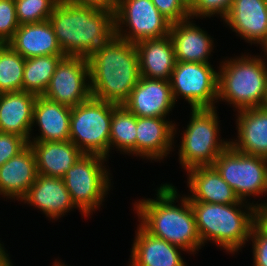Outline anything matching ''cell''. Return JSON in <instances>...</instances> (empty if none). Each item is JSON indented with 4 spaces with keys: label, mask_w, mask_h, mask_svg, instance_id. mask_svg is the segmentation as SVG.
<instances>
[{
    "label": "cell",
    "mask_w": 267,
    "mask_h": 266,
    "mask_svg": "<svg viewBox=\"0 0 267 266\" xmlns=\"http://www.w3.org/2000/svg\"><path fill=\"white\" fill-rule=\"evenodd\" d=\"M156 191V198L133 203L139 224L151 235L196 254L203 244L190 201L170 183L161 184ZM175 201L180 203L176 206Z\"/></svg>",
    "instance_id": "6da1fadb"
},
{
    "label": "cell",
    "mask_w": 267,
    "mask_h": 266,
    "mask_svg": "<svg viewBox=\"0 0 267 266\" xmlns=\"http://www.w3.org/2000/svg\"><path fill=\"white\" fill-rule=\"evenodd\" d=\"M87 60L91 96L123 105L140 78L136 45L114 35Z\"/></svg>",
    "instance_id": "7a4b0ae2"
},
{
    "label": "cell",
    "mask_w": 267,
    "mask_h": 266,
    "mask_svg": "<svg viewBox=\"0 0 267 266\" xmlns=\"http://www.w3.org/2000/svg\"><path fill=\"white\" fill-rule=\"evenodd\" d=\"M65 56L88 58L114 35V13L59 0L49 17Z\"/></svg>",
    "instance_id": "3957f363"
},
{
    "label": "cell",
    "mask_w": 267,
    "mask_h": 266,
    "mask_svg": "<svg viewBox=\"0 0 267 266\" xmlns=\"http://www.w3.org/2000/svg\"><path fill=\"white\" fill-rule=\"evenodd\" d=\"M190 204L203 247L211 240L232 254L249 241L252 227L258 220L257 204L253 201L240 200L234 204L190 201Z\"/></svg>",
    "instance_id": "277c9868"
},
{
    "label": "cell",
    "mask_w": 267,
    "mask_h": 266,
    "mask_svg": "<svg viewBox=\"0 0 267 266\" xmlns=\"http://www.w3.org/2000/svg\"><path fill=\"white\" fill-rule=\"evenodd\" d=\"M223 60L218 67L217 101L227 102L236 111L263 107L267 97L266 59L248 53Z\"/></svg>",
    "instance_id": "5b68a950"
},
{
    "label": "cell",
    "mask_w": 267,
    "mask_h": 266,
    "mask_svg": "<svg viewBox=\"0 0 267 266\" xmlns=\"http://www.w3.org/2000/svg\"><path fill=\"white\" fill-rule=\"evenodd\" d=\"M190 121L182 131L178 146L179 163L185 171L213 166L216 158L230 146V139H220V121L216 108L191 109Z\"/></svg>",
    "instance_id": "8992f818"
},
{
    "label": "cell",
    "mask_w": 267,
    "mask_h": 266,
    "mask_svg": "<svg viewBox=\"0 0 267 266\" xmlns=\"http://www.w3.org/2000/svg\"><path fill=\"white\" fill-rule=\"evenodd\" d=\"M106 161L100 155L83 154L62 178L73 203L85 217L99 210L111 190L113 177L104 164Z\"/></svg>",
    "instance_id": "52a82bcc"
},
{
    "label": "cell",
    "mask_w": 267,
    "mask_h": 266,
    "mask_svg": "<svg viewBox=\"0 0 267 266\" xmlns=\"http://www.w3.org/2000/svg\"><path fill=\"white\" fill-rule=\"evenodd\" d=\"M115 106L91 96L72 107L69 138L83 154L109 159L110 127Z\"/></svg>",
    "instance_id": "ba28073f"
},
{
    "label": "cell",
    "mask_w": 267,
    "mask_h": 266,
    "mask_svg": "<svg viewBox=\"0 0 267 266\" xmlns=\"http://www.w3.org/2000/svg\"><path fill=\"white\" fill-rule=\"evenodd\" d=\"M213 166L240 200L250 203L247 197L263 194L265 197L267 194L266 158L245 154L229 146L216 158Z\"/></svg>",
    "instance_id": "9c48e42d"
},
{
    "label": "cell",
    "mask_w": 267,
    "mask_h": 266,
    "mask_svg": "<svg viewBox=\"0 0 267 266\" xmlns=\"http://www.w3.org/2000/svg\"><path fill=\"white\" fill-rule=\"evenodd\" d=\"M128 27V28H127ZM171 22L151 0H118L114 12L115 36L132 42L169 35ZM128 30V31H127Z\"/></svg>",
    "instance_id": "30bf717a"
},
{
    "label": "cell",
    "mask_w": 267,
    "mask_h": 266,
    "mask_svg": "<svg viewBox=\"0 0 267 266\" xmlns=\"http://www.w3.org/2000/svg\"><path fill=\"white\" fill-rule=\"evenodd\" d=\"M211 63L178 62L170 78L175 103L179 96L191 109L216 108L218 95V70Z\"/></svg>",
    "instance_id": "8fae6325"
},
{
    "label": "cell",
    "mask_w": 267,
    "mask_h": 266,
    "mask_svg": "<svg viewBox=\"0 0 267 266\" xmlns=\"http://www.w3.org/2000/svg\"><path fill=\"white\" fill-rule=\"evenodd\" d=\"M42 96L71 108L88 100L91 97V90L87 58L82 56L63 57L56 66Z\"/></svg>",
    "instance_id": "7c38bea8"
},
{
    "label": "cell",
    "mask_w": 267,
    "mask_h": 266,
    "mask_svg": "<svg viewBox=\"0 0 267 266\" xmlns=\"http://www.w3.org/2000/svg\"><path fill=\"white\" fill-rule=\"evenodd\" d=\"M175 104L170 81L140 76L123 106L136 117L167 118Z\"/></svg>",
    "instance_id": "4fadbf2b"
},
{
    "label": "cell",
    "mask_w": 267,
    "mask_h": 266,
    "mask_svg": "<svg viewBox=\"0 0 267 266\" xmlns=\"http://www.w3.org/2000/svg\"><path fill=\"white\" fill-rule=\"evenodd\" d=\"M177 126L166 118L136 117V157L139 156L151 162L152 160L160 162L167 157L175 147Z\"/></svg>",
    "instance_id": "5bb4252c"
},
{
    "label": "cell",
    "mask_w": 267,
    "mask_h": 266,
    "mask_svg": "<svg viewBox=\"0 0 267 266\" xmlns=\"http://www.w3.org/2000/svg\"><path fill=\"white\" fill-rule=\"evenodd\" d=\"M224 22L251 45L263 47L267 43L266 0H233Z\"/></svg>",
    "instance_id": "9a60e30c"
},
{
    "label": "cell",
    "mask_w": 267,
    "mask_h": 266,
    "mask_svg": "<svg viewBox=\"0 0 267 266\" xmlns=\"http://www.w3.org/2000/svg\"><path fill=\"white\" fill-rule=\"evenodd\" d=\"M20 202L38 208L50 220H57L77 208L62 178L40 174Z\"/></svg>",
    "instance_id": "2e32d148"
},
{
    "label": "cell",
    "mask_w": 267,
    "mask_h": 266,
    "mask_svg": "<svg viewBox=\"0 0 267 266\" xmlns=\"http://www.w3.org/2000/svg\"><path fill=\"white\" fill-rule=\"evenodd\" d=\"M191 17L171 23L170 38L178 62L209 63L214 50L213 37L194 24ZM212 37V38H211Z\"/></svg>",
    "instance_id": "e0dca14e"
},
{
    "label": "cell",
    "mask_w": 267,
    "mask_h": 266,
    "mask_svg": "<svg viewBox=\"0 0 267 266\" xmlns=\"http://www.w3.org/2000/svg\"><path fill=\"white\" fill-rule=\"evenodd\" d=\"M137 226L129 266H187L181 257L183 249L151 235L140 224Z\"/></svg>",
    "instance_id": "ac0fdd59"
},
{
    "label": "cell",
    "mask_w": 267,
    "mask_h": 266,
    "mask_svg": "<svg viewBox=\"0 0 267 266\" xmlns=\"http://www.w3.org/2000/svg\"><path fill=\"white\" fill-rule=\"evenodd\" d=\"M236 116L237 138L230 140V146L239 152L267 159V109H241Z\"/></svg>",
    "instance_id": "d6986e66"
},
{
    "label": "cell",
    "mask_w": 267,
    "mask_h": 266,
    "mask_svg": "<svg viewBox=\"0 0 267 266\" xmlns=\"http://www.w3.org/2000/svg\"><path fill=\"white\" fill-rule=\"evenodd\" d=\"M37 175L34 151L28 145L0 167V195L2 198L20 201L35 182Z\"/></svg>",
    "instance_id": "ffe728a7"
},
{
    "label": "cell",
    "mask_w": 267,
    "mask_h": 266,
    "mask_svg": "<svg viewBox=\"0 0 267 266\" xmlns=\"http://www.w3.org/2000/svg\"><path fill=\"white\" fill-rule=\"evenodd\" d=\"M187 173L190 195L185 196L189 201L219 204H234L240 201L214 166L195 167Z\"/></svg>",
    "instance_id": "44dd1931"
},
{
    "label": "cell",
    "mask_w": 267,
    "mask_h": 266,
    "mask_svg": "<svg viewBox=\"0 0 267 266\" xmlns=\"http://www.w3.org/2000/svg\"><path fill=\"white\" fill-rule=\"evenodd\" d=\"M72 108L37 96L33 108V127L37 124L40 135L29 141H70V116Z\"/></svg>",
    "instance_id": "7402d4cb"
},
{
    "label": "cell",
    "mask_w": 267,
    "mask_h": 266,
    "mask_svg": "<svg viewBox=\"0 0 267 266\" xmlns=\"http://www.w3.org/2000/svg\"><path fill=\"white\" fill-rule=\"evenodd\" d=\"M36 98L25 91L0 93V132L19 135L29 142Z\"/></svg>",
    "instance_id": "603a6c76"
},
{
    "label": "cell",
    "mask_w": 267,
    "mask_h": 266,
    "mask_svg": "<svg viewBox=\"0 0 267 266\" xmlns=\"http://www.w3.org/2000/svg\"><path fill=\"white\" fill-rule=\"evenodd\" d=\"M7 44L25 59L43 55H64L49 20L19 25Z\"/></svg>",
    "instance_id": "cb8c5ba5"
},
{
    "label": "cell",
    "mask_w": 267,
    "mask_h": 266,
    "mask_svg": "<svg viewBox=\"0 0 267 266\" xmlns=\"http://www.w3.org/2000/svg\"><path fill=\"white\" fill-rule=\"evenodd\" d=\"M36 159L37 173L63 178L64 174L83 155L71 141H29Z\"/></svg>",
    "instance_id": "d4e9b609"
},
{
    "label": "cell",
    "mask_w": 267,
    "mask_h": 266,
    "mask_svg": "<svg viewBox=\"0 0 267 266\" xmlns=\"http://www.w3.org/2000/svg\"><path fill=\"white\" fill-rule=\"evenodd\" d=\"M135 45L140 76L169 81L177 63L170 35L139 41Z\"/></svg>",
    "instance_id": "484cf974"
},
{
    "label": "cell",
    "mask_w": 267,
    "mask_h": 266,
    "mask_svg": "<svg viewBox=\"0 0 267 266\" xmlns=\"http://www.w3.org/2000/svg\"><path fill=\"white\" fill-rule=\"evenodd\" d=\"M63 57L65 55H43L25 59L22 91L42 96Z\"/></svg>",
    "instance_id": "4316f807"
},
{
    "label": "cell",
    "mask_w": 267,
    "mask_h": 266,
    "mask_svg": "<svg viewBox=\"0 0 267 266\" xmlns=\"http://www.w3.org/2000/svg\"><path fill=\"white\" fill-rule=\"evenodd\" d=\"M136 134V116L123 105H116L111 120L109 153L115 147L120 153L136 156Z\"/></svg>",
    "instance_id": "83f0119b"
},
{
    "label": "cell",
    "mask_w": 267,
    "mask_h": 266,
    "mask_svg": "<svg viewBox=\"0 0 267 266\" xmlns=\"http://www.w3.org/2000/svg\"><path fill=\"white\" fill-rule=\"evenodd\" d=\"M25 58L8 44H0V93L22 91Z\"/></svg>",
    "instance_id": "f1b7e54d"
},
{
    "label": "cell",
    "mask_w": 267,
    "mask_h": 266,
    "mask_svg": "<svg viewBox=\"0 0 267 266\" xmlns=\"http://www.w3.org/2000/svg\"><path fill=\"white\" fill-rule=\"evenodd\" d=\"M59 0H15L19 25L48 20Z\"/></svg>",
    "instance_id": "f546056e"
},
{
    "label": "cell",
    "mask_w": 267,
    "mask_h": 266,
    "mask_svg": "<svg viewBox=\"0 0 267 266\" xmlns=\"http://www.w3.org/2000/svg\"><path fill=\"white\" fill-rule=\"evenodd\" d=\"M18 28L15 0H0V44H7Z\"/></svg>",
    "instance_id": "4dcf8cb0"
},
{
    "label": "cell",
    "mask_w": 267,
    "mask_h": 266,
    "mask_svg": "<svg viewBox=\"0 0 267 266\" xmlns=\"http://www.w3.org/2000/svg\"><path fill=\"white\" fill-rule=\"evenodd\" d=\"M233 0H196V2L190 7V17L194 19H203L206 17H214V15H220L223 20L231 6Z\"/></svg>",
    "instance_id": "1f68e13d"
},
{
    "label": "cell",
    "mask_w": 267,
    "mask_h": 266,
    "mask_svg": "<svg viewBox=\"0 0 267 266\" xmlns=\"http://www.w3.org/2000/svg\"><path fill=\"white\" fill-rule=\"evenodd\" d=\"M253 266H267V228L257 220L251 230Z\"/></svg>",
    "instance_id": "d6a6232c"
},
{
    "label": "cell",
    "mask_w": 267,
    "mask_h": 266,
    "mask_svg": "<svg viewBox=\"0 0 267 266\" xmlns=\"http://www.w3.org/2000/svg\"><path fill=\"white\" fill-rule=\"evenodd\" d=\"M160 13L171 23L190 17V8L183 0H151Z\"/></svg>",
    "instance_id": "836d02e7"
},
{
    "label": "cell",
    "mask_w": 267,
    "mask_h": 266,
    "mask_svg": "<svg viewBox=\"0 0 267 266\" xmlns=\"http://www.w3.org/2000/svg\"><path fill=\"white\" fill-rule=\"evenodd\" d=\"M28 145L29 142L19 135L0 132V167Z\"/></svg>",
    "instance_id": "e575fe53"
},
{
    "label": "cell",
    "mask_w": 267,
    "mask_h": 266,
    "mask_svg": "<svg viewBox=\"0 0 267 266\" xmlns=\"http://www.w3.org/2000/svg\"><path fill=\"white\" fill-rule=\"evenodd\" d=\"M74 5L95 7L115 12L118 0H64Z\"/></svg>",
    "instance_id": "d590c367"
},
{
    "label": "cell",
    "mask_w": 267,
    "mask_h": 266,
    "mask_svg": "<svg viewBox=\"0 0 267 266\" xmlns=\"http://www.w3.org/2000/svg\"><path fill=\"white\" fill-rule=\"evenodd\" d=\"M266 200L261 201V203L257 204L258 208V220L267 228V203Z\"/></svg>",
    "instance_id": "8d00e7d4"
},
{
    "label": "cell",
    "mask_w": 267,
    "mask_h": 266,
    "mask_svg": "<svg viewBox=\"0 0 267 266\" xmlns=\"http://www.w3.org/2000/svg\"><path fill=\"white\" fill-rule=\"evenodd\" d=\"M0 266H13L9 256H0Z\"/></svg>",
    "instance_id": "74e56055"
},
{
    "label": "cell",
    "mask_w": 267,
    "mask_h": 266,
    "mask_svg": "<svg viewBox=\"0 0 267 266\" xmlns=\"http://www.w3.org/2000/svg\"><path fill=\"white\" fill-rule=\"evenodd\" d=\"M6 252L7 251L5 250L4 245L0 243V256H9Z\"/></svg>",
    "instance_id": "f35d334b"
},
{
    "label": "cell",
    "mask_w": 267,
    "mask_h": 266,
    "mask_svg": "<svg viewBox=\"0 0 267 266\" xmlns=\"http://www.w3.org/2000/svg\"><path fill=\"white\" fill-rule=\"evenodd\" d=\"M185 2V4L190 8L195 2L196 0H183Z\"/></svg>",
    "instance_id": "ab89813d"
},
{
    "label": "cell",
    "mask_w": 267,
    "mask_h": 266,
    "mask_svg": "<svg viewBox=\"0 0 267 266\" xmlns=\"http://www.w3.org/2000/svg\"><path fill=\"white\" fill-rule=\"evenodd\" d=\"M54 263V265H52V266H68V265H65L64 263H61V261L59 260H55V262H53Z\"/></svg>",
    "instance_id": "60d3db41"
},
{
    "label": "cell",
    "mask_w": 267,
    "mask_h": 266,
    "mask_svg": "<svg viewBox=\"0 0 267 266\" xmlns=\"http://www.w3.org/2000/svg\"><path fill=\"white\" fill-rule=\"evenodd\" d=\"M262 49H263L262 51L264 52L263 57L265 56V59H266V61H267V43L263 46Z\"/></svg>",
    "instance_id": "b9f144b4"
},
{
    "label": "cell",
    "mask_w": 267,
    "mask_h": 266,
    "mask_svg": "<svg viewBox=\"0 0 267 266\" xmlns=\"http://www.w3.org/2000/svg\"><path fill=\"white\" fill-rule=\"evenodd\" d=\"M265 109H267V97H266V100H265V103H264V106H263Z\"/></svg>",
    "instance_id": "7bdbcfd3"
}]
</instances>
